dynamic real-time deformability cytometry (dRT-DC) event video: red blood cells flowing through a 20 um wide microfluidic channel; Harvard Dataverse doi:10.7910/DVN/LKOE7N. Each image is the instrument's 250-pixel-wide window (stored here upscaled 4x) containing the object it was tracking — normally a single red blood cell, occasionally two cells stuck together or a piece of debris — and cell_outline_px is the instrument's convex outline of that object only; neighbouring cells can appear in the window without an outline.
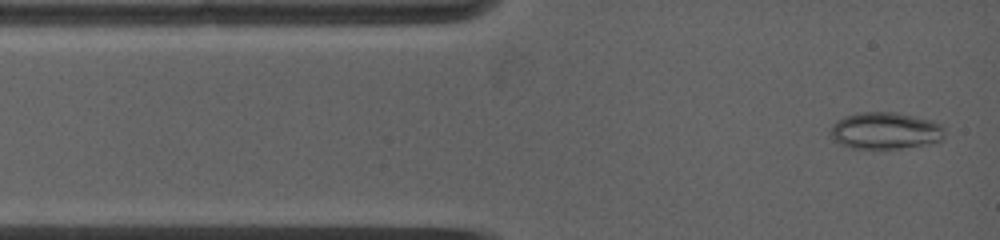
{"species": "common noctule bat (a hibernating species)", "species_latin": "Nyctalus noctula", "temperature_condition": "warm", "stored_images_in_passage": 7, "camera_frame_rate_fps": 5000, "um_per_image_px": 0.085, "animal": {"sex": "female", "body_mass_g": 19.0, "forearm_length_mm": 53.3}, "frame": {"image": 1, "passage_image": 1, "time_ms": 0.0, "image_size_px": [1000, 240], "cell_outline_px": [[944, 136], [940, 140], [900, 148], [852, 148], [840, 144], [828, 136], [828, 132], [832, 124], [836, 120], [844, 116], [860, 112], [896, 112], [932, 120], [940, 124], [944, 128]], "centroid_in_image_um": [75.17, 11.09], "position_along_channel_um": 9.8, "area_um2": 24.51}}
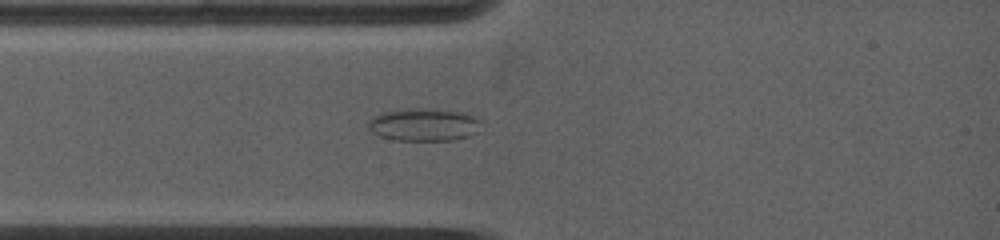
{"frame": {"image": 2, "passage_image": 5, "time_ms": 2.0, "image_size_px": [1000, 240], "cell_outline_px": [[480, 120], [476, 132], [468, 136], [452, 140], [396, 140], [380, 136], [372, 132], [368, 128], [368, 120], [372, 116], [380, 112], [408, 108], [424, 108], [464, 112]], "centroid_in_image_um": [35.96, 10.58], "position_along_channel_um": 49.0, "area_um2": 21.5}}